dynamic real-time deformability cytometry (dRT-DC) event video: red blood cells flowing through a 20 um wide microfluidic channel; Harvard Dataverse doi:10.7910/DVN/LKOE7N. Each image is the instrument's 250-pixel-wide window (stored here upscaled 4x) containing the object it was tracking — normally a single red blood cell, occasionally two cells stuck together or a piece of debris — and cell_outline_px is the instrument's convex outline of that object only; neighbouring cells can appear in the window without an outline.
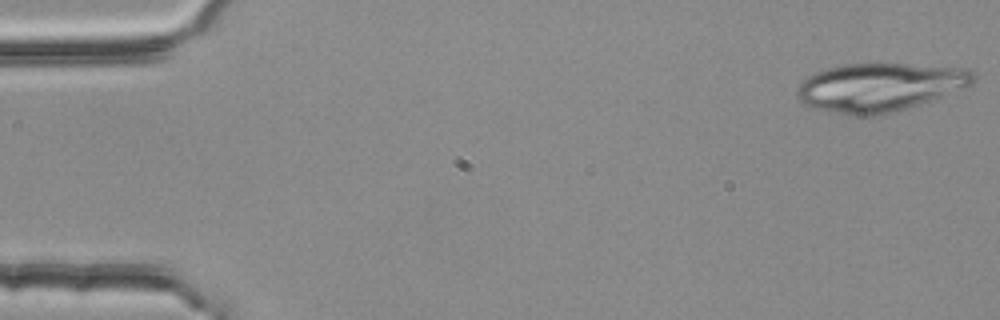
{"species": "common noctule bat (a hibernating species)", "species_latin": "Nyctalus noctula", "temperature_condition": "room temperature", "stored_images_in_passage": 4, "segment_of_instrument_passage": [2, 2], "camera_frame_rate_fps": 3000, "um_per_image_px": 0.085, "animal": {"sex": "female", "body_mass_g": 25.1}, "frame": {"image": 1, "passage_image": 4, "time_ms": 1.0, "image_size_px": [1000, 320], "cell_outline_px": [[976, 80], [972, 84], [940, 96], [904, 108], [876, 116], [852, 116], [812, 108], [800, 104], [796, 96], [796, 88], [808, 76], [816, 72], [828, 68], [844, 64], [904, 64], [968, 68], [976, 76]], "centroid_in_image_um": [74.7, 7.41], "position_along_channel_um": 10.3, "area_um2": 49.42}}